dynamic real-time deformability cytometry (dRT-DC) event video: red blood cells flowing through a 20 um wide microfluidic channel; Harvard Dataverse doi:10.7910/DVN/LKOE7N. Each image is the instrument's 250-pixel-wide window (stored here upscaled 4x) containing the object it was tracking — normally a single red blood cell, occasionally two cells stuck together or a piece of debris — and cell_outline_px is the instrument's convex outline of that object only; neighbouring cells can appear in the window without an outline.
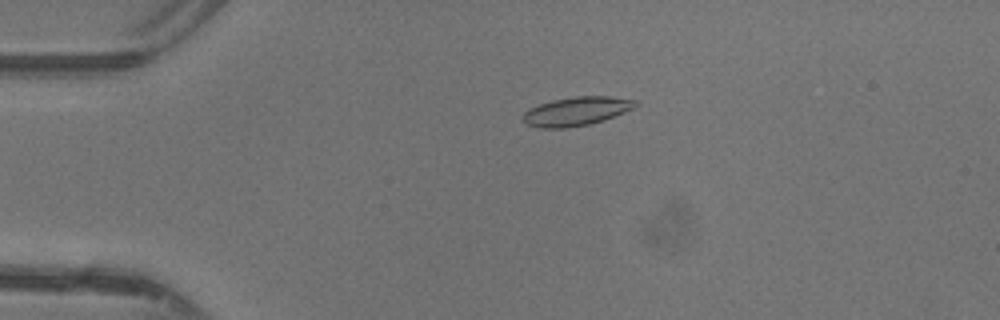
{"species": "common noctule bat (a hibernating species)", "species_latin": "Nyctalus noctula", "temperature_condition": "warm", "stored_images_in_passage": 41, "camera_frame_rate_fps": 3000, "um_per_image_px": 0.085, "animal": {"sex": "female"}, "frame": {"image": 1, "passage_image": 4, "time_ms": 1.0, "image_size_px": [1000, 320], "cell_outline_px": [[636, 104], [632, 108], [624, 112], [604, 120], [588, 124], [568, 128], [540, 128], [528, 124], [524, 120], [524, 112], [528, 108], [552, 100], [576, 96], [608, 96], [636, 100]], "centroid_in_image_um": [48.97, 9.45], "position_along_channel_um": 36.0, "area_um2": 18.61}}
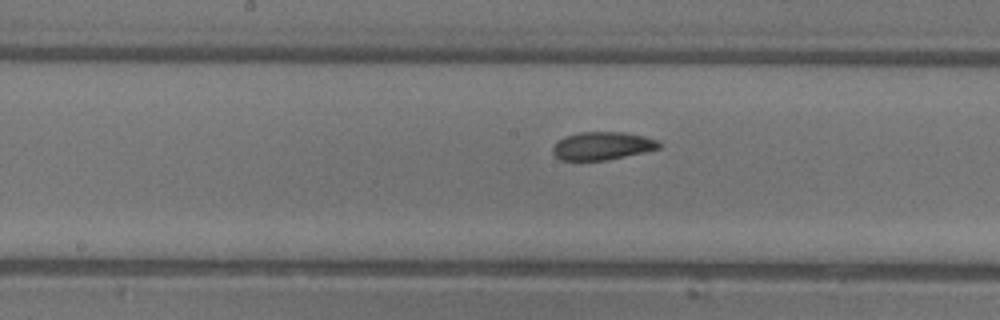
{"frame": {"image": 2, "passage_image": 18, "time_ms": 5.667, "image_size_px": [1000, 320], "cell_outline_px": [[660, 148], [644, 152], [604, 160], [560, 160], [552, 152], [552, 148], [564, 136], [580, 132], [624, 132], [644, 136], [656, 140], [660, 144]], "centroid_in_image_um": [51.18, 12.39], "position_along_channel_um": 197.0, "area_um2": 17.11}}
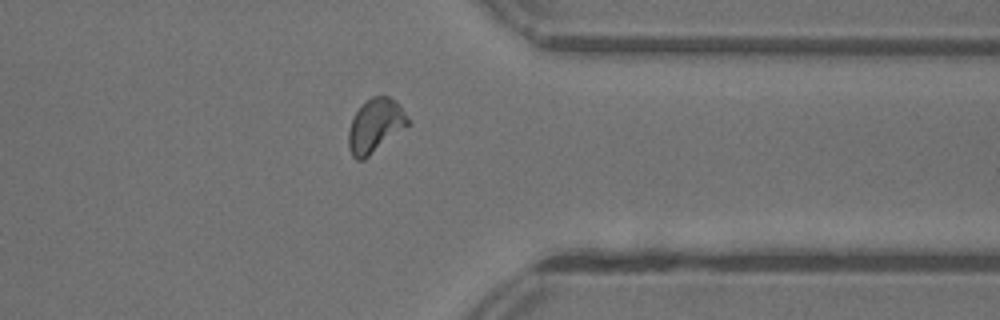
{"frame": {"image": 3, "passage_image": 31, "time_ms": 10.0, "image_size_px": [1000, 320], "cell_outline_px": [[408, 124], [364, 160], [356, 160], [352, 156], [348, 148], [348, 132], [352, 116], [372, 96], [388, 96], [400, 104], [408, 116]], "centroid_in_image_um": [31.87, 10.69], "position_along_channel_um": 379.5, "area_um2": 18.32}, "authors_computed_cell_mechanics": {"area_um2": 17.6868, "velocity_mm_per_s": 4.3677, "shape_relaxation_time_tau1_ms": 4.0216, "shape_relaxation_time_tau2_ms": 1.6384, "deformation_change_tau1": 0.1394, "deformation_change_tau2": 0.0581}}